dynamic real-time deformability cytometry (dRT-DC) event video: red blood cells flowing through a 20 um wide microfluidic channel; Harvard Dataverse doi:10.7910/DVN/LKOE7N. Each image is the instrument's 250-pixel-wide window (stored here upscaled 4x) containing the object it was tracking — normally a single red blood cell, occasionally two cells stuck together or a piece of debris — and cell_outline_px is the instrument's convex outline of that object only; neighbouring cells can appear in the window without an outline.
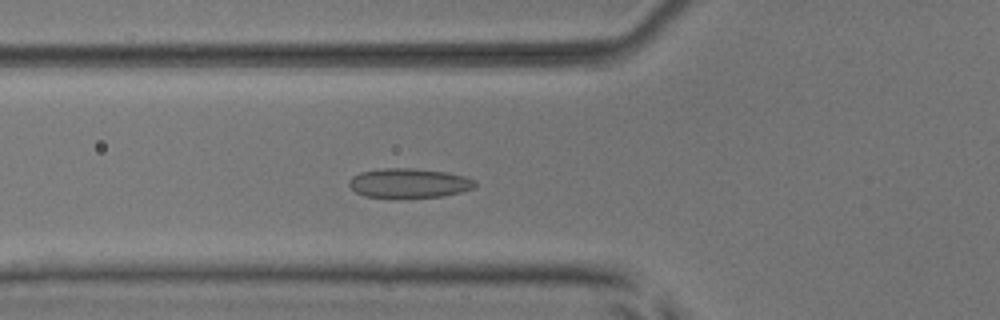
{"species": "common noctule bat (a hibernating species)", "species_latin": "Nyctalus noctula", "temperature_condition": "room temperature", "stored_images_in_passage": 49, "camera_frame_rate_fps": 3000, "um_per_image_px": 0.085, "animal": {"sex": "male", "body_mass_g": 17.9, "forearm_length_mm": 54.2}, "frame": {"image": 1, "passage_image": 16, "time_ms": 5.0, "image_size_px": [1000, 320], "cell_outline_px": [[476, 184], [472, 188], [460, 192], [440, 196], [396, 200], [364, 196], [356, 192], [348, 184], [348, 180], [352, 176], [360, 172], [380, 168], [412, 168], [444, 172], [464, 176], [476, 180]], "centroid_in_image_um": [34.7, 15.59], "position_along_channel_um": 91.1, "area_um2": 22.2}}
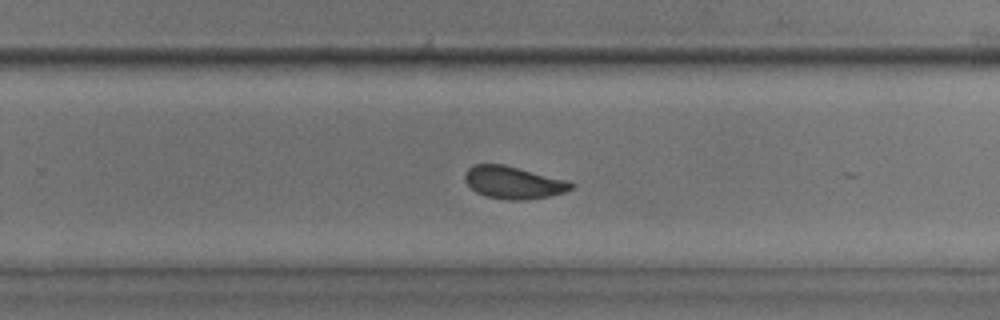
{"frame": {"image": 2, "passage_image": 31, "time_ms": 10.0, "image_size_px": [1000, 320], "cell_outline_px": [[576, 184], [572, 188], [564, 192], [548, 196], [528, 200], [508, 200], [484, 196], [476, 192], [464, 180], [464, 176], [468, 168], [472, 164], [504, 164], [568, 180]], "centroid_in_image_um": [43.64, 15.51], "position_along_channel_um": 286.2, "area_um2": 20.23}}
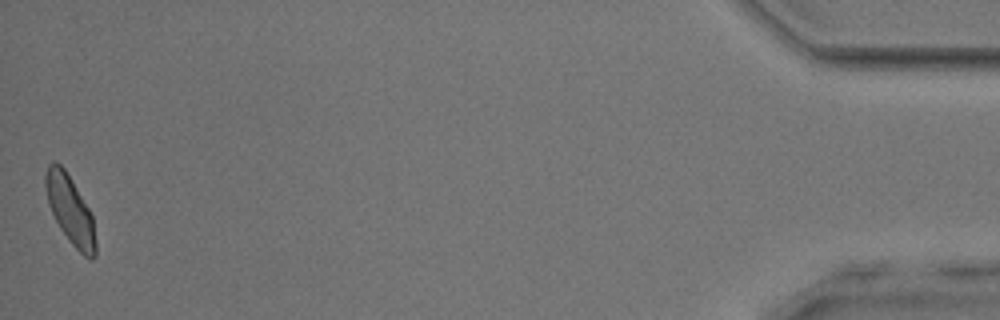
{"frame": {"image": 3, "passage_image": 49, "time_ms": 16.0, "image_size_px": [1000, 320], "cell_outline_px": [[96, 256], [92, 260], [88, 260], [68, 240], [60, 228], [48, 204], [44, 184], [44, 176], [48, 164], [60, 164], [64, 168], [88, 208], [92, 216], [96, 244]], "centroid_in_image_um": [5.96, 17.89], "position_along_channel_um": 429.2, "area_um2": 19.65}, "authors_computed_cell_mechanics": {"area_um2": 20.5768, "velocity_mm_per_s": 3.9091, "shape_relaxation_time_tau1_ms": 4.4912, "shape_relaxation_time_tau2_ms": 1.7171, "deformation_change_tau1": 0.1172, "deformation_change_tau2": 0.0631}}